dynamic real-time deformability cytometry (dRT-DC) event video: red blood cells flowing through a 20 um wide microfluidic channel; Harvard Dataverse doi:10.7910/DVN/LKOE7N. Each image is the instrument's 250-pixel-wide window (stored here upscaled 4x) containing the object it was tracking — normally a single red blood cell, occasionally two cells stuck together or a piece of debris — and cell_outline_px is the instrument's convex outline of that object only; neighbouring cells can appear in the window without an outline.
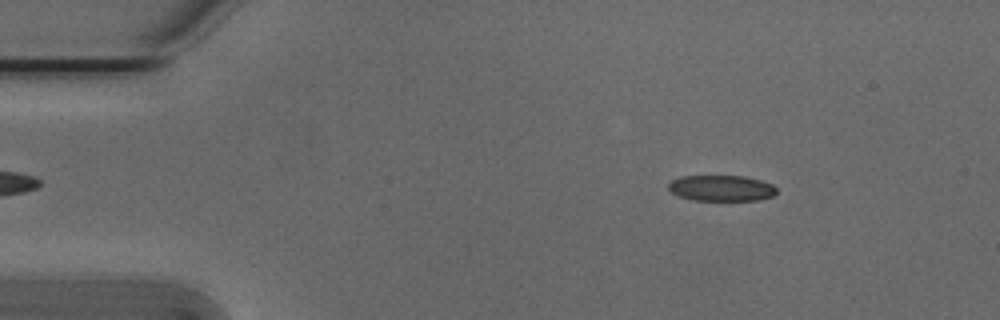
{"species": "Egyptian fruit bat (a non-hibernating species)", "species_latin": "Rousettus aegyptiacus", "temperature_condition": "cold", "stored_images_in_passage": 53, "camera_frame_rate_fps": 3000, "um_per_image_px": 0.085, "animal": {"sex": "male"}, "frame": {"image": 1, "passage_image": 7, "time_ms": 2.0, "image_size_px": [1000, 320], "cell_outline_px": [[776, 192], [772, 196], [756, 200], [692, 200], [680, 196], [672, 192], [668, 188], [668, 184], [672, 180], [680, 176], [744, 176], [760, 180], [772, 184], [776, 188]], "centroid_in_image_um": [61.3, 15.98], "position_along_channel_um": 23.7, "area_um2": 16.18}}
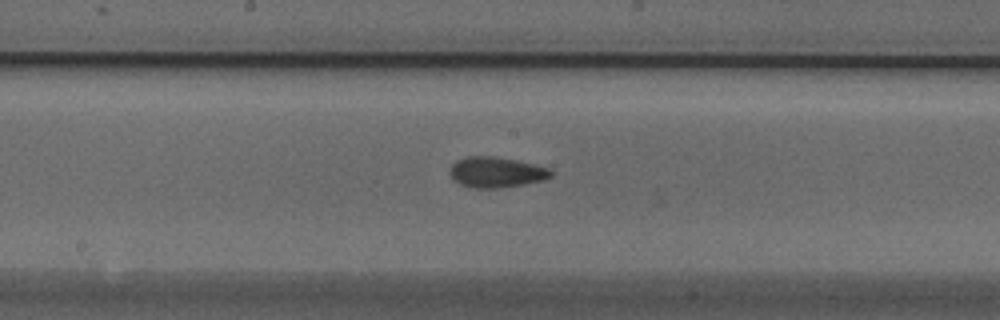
{"frame": {"image": 2, "passage_image": 27, "time_ms": 8.667, "image_size_px": [1000, 320], "cell_outline_px": [[552, 176], [544, 180], [524, 184], [496, 188], [468, 188], [452, 180], [448, 172], [452, 164], [456, 160], [468, 156], [492, 156], [516, 160], [548, 168], [552, 172]], "centroid_in_image_um": [42.12, 14.65], "position_along_channel_um": 206.1, "area_um2": 18.09}}
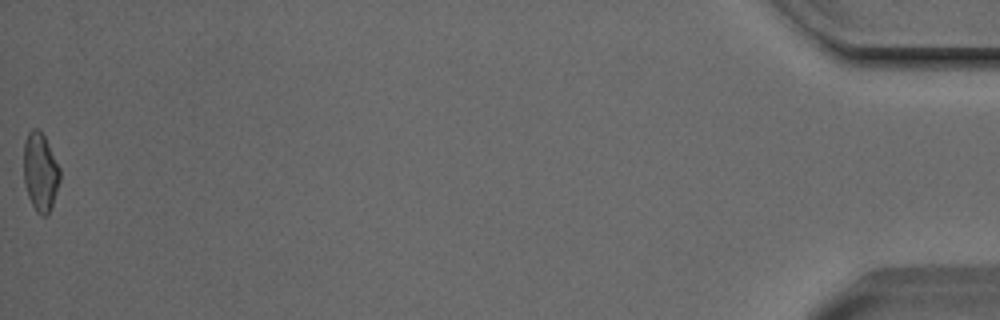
{"frame": {"image": 3, "passage_image": 53, "time_ms": 17.333, "image_size_px": [1000, 320], "cell_outline_px": [[60, 180], [48, 216], [40, 216], [36, 212], [28, 196], [24, 184], [24, 140], [28, 132], [32, 128], [36, 128], [44, 136], [60, 168]], "centroid_in_image_um": [3.42, 14.64], "position_along_channel_um": 431.8, "area_um2": 16.53}, "authors_computed_cell_mechanics": {"area_um2": 17.1088, "velocity_mm_per_s": 3.8165, "shape_relaxation_time_tau1_ms": 4.5789, "shape_relaxation_time_tau2_ms": 1.9522, "deformation_change_tau1": 0.1318, "deformation_change_tau2": 0.0864}}